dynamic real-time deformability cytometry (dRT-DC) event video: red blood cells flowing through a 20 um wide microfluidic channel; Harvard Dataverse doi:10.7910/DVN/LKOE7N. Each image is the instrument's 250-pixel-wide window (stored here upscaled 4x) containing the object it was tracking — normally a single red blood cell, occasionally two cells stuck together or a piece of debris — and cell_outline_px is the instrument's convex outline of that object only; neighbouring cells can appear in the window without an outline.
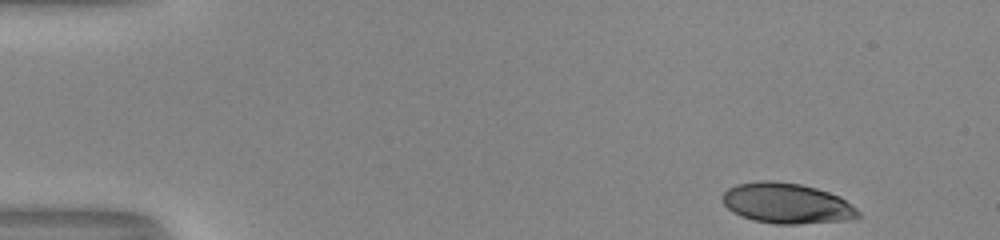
{"species": "human", "species_latin": "Homo sapiens", "temperature_condition": "room temperature", "stored_images_in_passage": 48, "camera_frame_rate_fps": 3000, "um_per_image_px": 0.085, "donor": {"sex": "male"}, "frame": {"image": 1, "passage_image": 1, "time_ms": 0.0, "image_size_px": [1000, 240], "cell_outline_px": [[860, 216], [844, 220], [796, 224], [776, 224], [752, 220], [740, 216], [732, 212], [724, 204], [720, 196], [728, 188], [736, 184], [760, 180], [772, 180], [800, 184], [816, 188], [840, 196], [856, 208], [860, 212]], "centroid_in_image_um": [66.83, 17.27], "position_along_channel_um": 18.2, "area_um2": 32.08}}
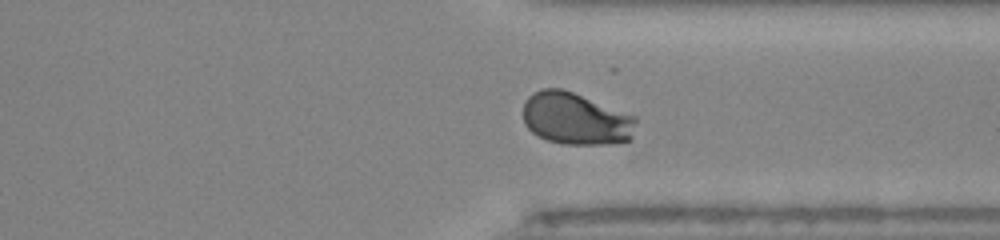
{"frame": {"image": 2, "passage_image": 36, "time_ms": 11.667, "image_size_px": [1000, 240], "cell_outline_px": [[636, 120], [632, 140], [608, 144], [564, 144], [548, 140], [532, 132], [524, 124], [524, 100], [532, 92], [544, 88], [560, 88], [572, 92], [636, 116]], "centroid_in_image_um": [48.93, 10.09], "position_along_channel_um": 362.5, "area_um2": 34.28}}
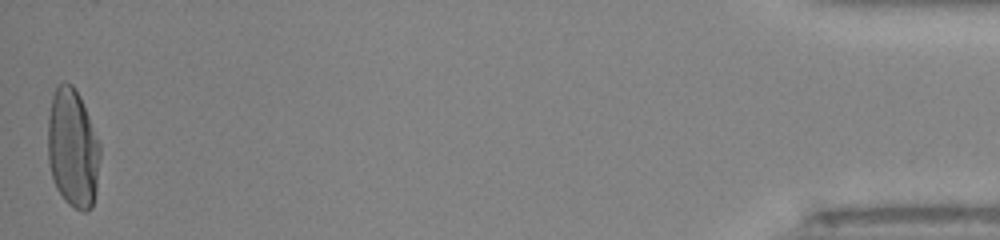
{"frame": {"image": 3, "passage_image": 48, "time_ms": 15.667, "image_size_px": [1000, 240], "cell_outline_px": [[100, 156], [96, 188], [92, 208], [88, 212], [84, 212], [68, 204], [64, 200], [56, 188], [52, 176], [48, 160], [48, 116], [52, 96], [56, 88], [64, 80], [72, 84], [80, 96], [100, 144]], "centroid_in_image_um": [6.18, 12.61], "position_along_channel_um": 429.0, "area_um2": 36.24}, "authors_computed_cell_mechanics": {"area_um2": 34.1309, "velocity_mm_per_s": 4.0003, "shape_relaxation_time_tau1_ms": 4.2944, "shape_relaxation_time_tau2_ms": null, "deformation_change_tau1": 0.2094, "deformation_change_tau2": null}}